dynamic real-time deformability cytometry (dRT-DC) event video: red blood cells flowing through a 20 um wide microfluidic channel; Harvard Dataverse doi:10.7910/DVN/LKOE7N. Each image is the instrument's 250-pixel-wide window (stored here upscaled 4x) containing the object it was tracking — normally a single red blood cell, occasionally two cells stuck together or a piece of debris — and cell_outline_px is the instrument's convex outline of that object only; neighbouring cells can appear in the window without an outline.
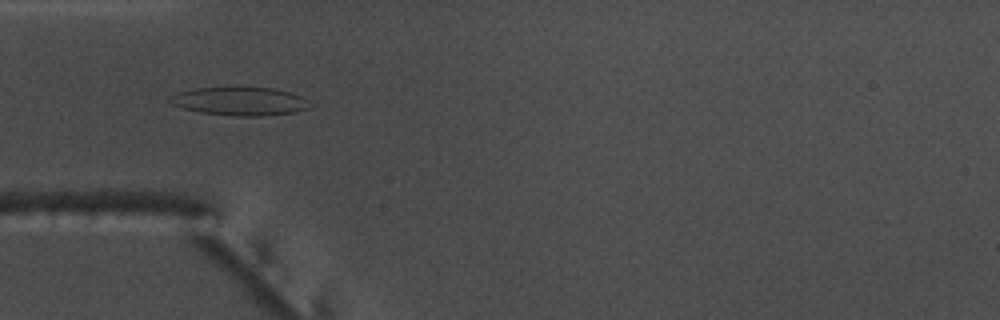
{"species": "common noctule bat (a hibernating species)", "species_latin": "Nyctalus noctula", "temperature_condition": "warm", "stored_images_in_passage": 53, "camera_frame_rate_fps": 3000, "um_per_image_px": 0.085, "animal": {"sex": "male", "body_mass_g": 17.5, "forearm_length_mm": 52.3}, "frame": {"image": 1, "passage_image": 16, "time_ms": 5.0, "image_size_px": [1000, 320], "cell_outline_px": [[312, 108], [296, 112], [268, 116], [232, 116], [200, 112], [168, 104], [168, 100], [172, 96], [180, 92], [196, 88], [276, 88], [292, 92], [300, 96]], "centroid_in_image_um": [20.41, 8.62], "position_along_channel_um": 64.6, "area_um2": 23.06}}
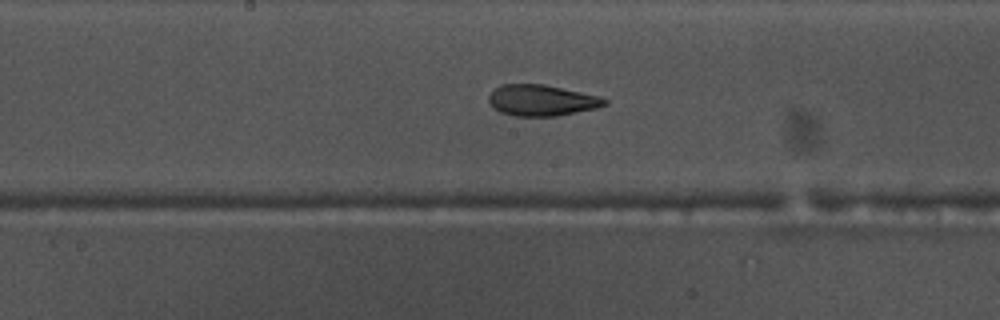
{"frame": {"image": 2, "passage_image": 27, "time_ms": 8.667, "image_size_px": [1000, 320], "cell_outline_px": [[608, 104], [596, 108], [556, 116], [516, 116], [500, 112], [488, 100], [488, 96], [500, 84], [544, 84], [600, 96], [608, 100]], "centroid_in_image_um": [46.06, 8.52], "position_along_channel_um": 202.1, "area_um2": 20.87}}
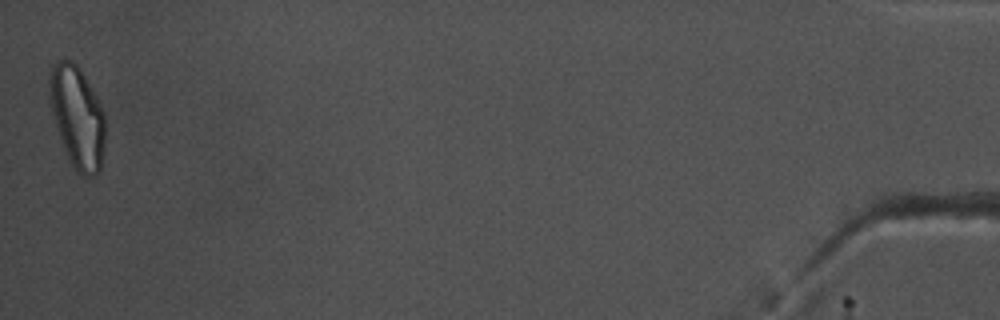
{"frame": {"image": 3, "passage_image": 53, "time_ms": 17.333, "image_size_px": [1000, 320], "cell_outline_px": [[104, 152], [100, 168], [96, 176], [84, 176], [76, 172], [64, 148], [52, 112], [48, 92], [48, 68], [56, 60], [72, 60], [80, 68], [96, 96], [104, 112]], "centroid_in_image_um": [6.55, 9.9], "position_along_channel_um": 428.7, "area_um2": 33.18}, "authors_computed_cell_mechanics": {"area_um2": 23.0622, "velocity_mm_per_s": 3.7716, "shape_relaxation_time_tau1_ms": 6.9375, "shape_relaxation_time_tau2_ms": 1.4884, "deformation_change_tau1": 0.2039, "deformation_change_tau2": 0.0765}}